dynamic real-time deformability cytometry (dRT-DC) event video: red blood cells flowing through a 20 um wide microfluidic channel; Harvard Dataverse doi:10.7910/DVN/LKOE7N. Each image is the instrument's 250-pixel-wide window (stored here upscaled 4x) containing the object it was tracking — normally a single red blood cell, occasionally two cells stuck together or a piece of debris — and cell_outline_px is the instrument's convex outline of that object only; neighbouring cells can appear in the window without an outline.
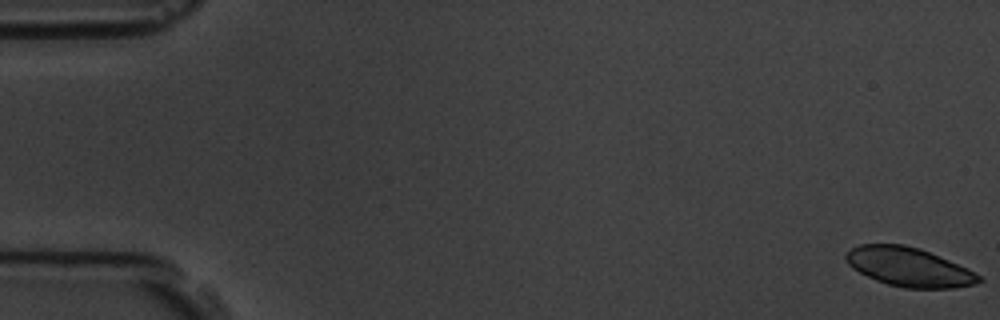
{"species": "common noctule bat (a hibernating species)", "species_latin": "Nyctalus noctula", "temperature_condition": "room temperature", "stored_images_in_passage": 6, "camera_frame_rate_fps": 3000, "um_per_image_px": 0.085, "animal": {"sex": "male", "body_mass_g": 19.5, "forearm_length_mm": 54.6}, "frame": {"image": 1, "passage_image": 1, "time_ms": 0.0, "image_size_px": [1000, 320], "cell_outline_px": [[984, 280], [976, 284], [952, 288], [904, 288], [888, 284], [876, 280], [852, 268], [848, 264], [844, 256], [852, 248], [860, 244], [904, 244], [920, 248], [956, 264], [980, 276]], "centroid_in_image_um": [77.22, 22.7], "position_along_channel_um": 7.8, "area_um2": 29.77}}